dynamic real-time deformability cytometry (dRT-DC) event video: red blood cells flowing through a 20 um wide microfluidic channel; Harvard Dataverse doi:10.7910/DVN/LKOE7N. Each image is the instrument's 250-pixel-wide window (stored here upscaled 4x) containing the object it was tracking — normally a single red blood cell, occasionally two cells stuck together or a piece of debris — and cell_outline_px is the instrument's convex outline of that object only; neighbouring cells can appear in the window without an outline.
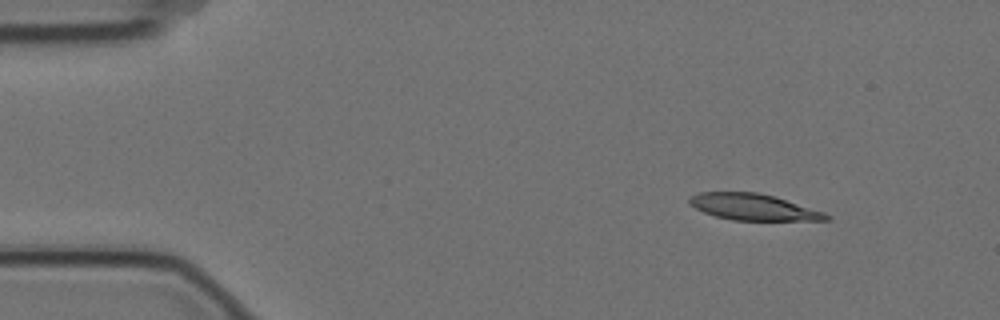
{"species": "Egyptian fruit bat (a non-hibernating species)", "species_latin": "Rousettus aegyptiacus", "temperature_condition": "cold", "stored_images_in_passage": 3, "camera_frame_rate_fps": 3000, "um_per_image_px": 0.085, "animal": {"sex": "female"}, "frame": {"image": 1, "passage_image": 1, "time_ms": 0.0, "image_size_px": [1000, 320], "cell_outline_px": [[832, 216], [828, 220], [732, 220], [716, 216], [704, 212], [696, 208], [688, 200], [692, 196], [700, 192], [760, 192], [776, 196], [824, 212]], "centroid_in_image_um": [64.08, 17.59], "position_along_channel_um": 20.9, "area_um2": 20.87}}